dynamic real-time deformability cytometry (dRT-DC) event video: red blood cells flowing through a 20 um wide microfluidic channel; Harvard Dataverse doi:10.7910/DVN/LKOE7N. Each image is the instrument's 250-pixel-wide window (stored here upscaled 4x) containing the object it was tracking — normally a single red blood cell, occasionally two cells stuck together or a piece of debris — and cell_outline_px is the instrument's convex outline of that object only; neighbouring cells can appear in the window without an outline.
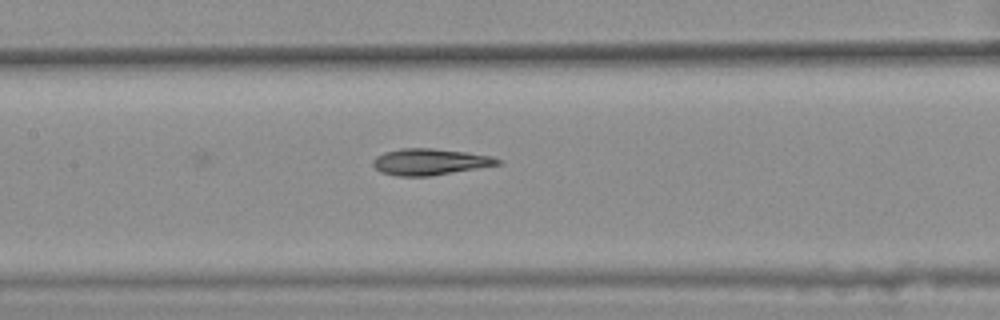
{"species": "common noctule bat (a hibernating species)", "species_latin": "Nyctalus noctula", "temperature_condition": "warm", "stored_images_in_passage": 9, "camera_frame_rate_fps": 3000, "um_per_image_px": 0.085, "animal": {"sex": "female", "body_mass_g": 25.1}, "frame": {"image": 1, "passage_image": 9, "time_ms": 2.667, "image_size_px": [1000, 320], "cell_outline_px": [[504, 160], [500, 164], [428, 176], [396, 176], [380, 172], [372, 164], [372, 160], [376, 156], [384, 152], [400, 148], [432, 148], [468, 152], [492, 156]], "centroid_in_image_um": [36.52, 13.74], "position_along_channel_um": 170.9, "area_um2": 19.19}}